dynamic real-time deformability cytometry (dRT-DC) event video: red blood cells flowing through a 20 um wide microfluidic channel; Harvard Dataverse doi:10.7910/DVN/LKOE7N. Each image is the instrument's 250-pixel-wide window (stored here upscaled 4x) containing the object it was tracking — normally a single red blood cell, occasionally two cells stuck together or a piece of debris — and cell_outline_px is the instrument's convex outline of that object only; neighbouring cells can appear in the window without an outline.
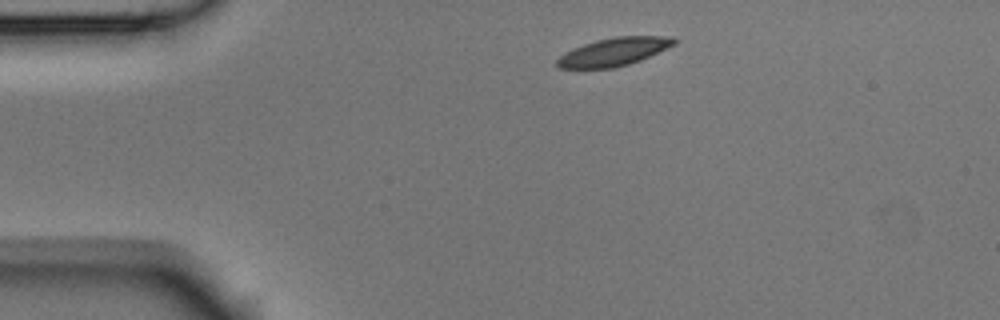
{"species": "Egyptian fruit bat (a non-hibernating species)", "species_latin": "Rousettus aegyptiacus", "temperature_condition": "room temperature", "stored_images_in_passage": 3, "camera_frame_rate_fps": 3000, "um_per_image_px": 0.085, "animal": {"sex": "male"}, "frame": {"image": 1, "passage_image": 1, "time_ms": 0.0, "image_size_px": [1000, 320], "cell_outline_px": [[680, 40], [676, 44], [640, 60], [628, 64], [612, 68], [560, 68], [556, 64], [556, 60], [560, 56], [572, 48], [596, 40], [616, 36], [672, 36]], "centroid_in_image_um": [52.21, 4.39], "position_along_channel_um": 32.8, "area_um2": 19.13}}
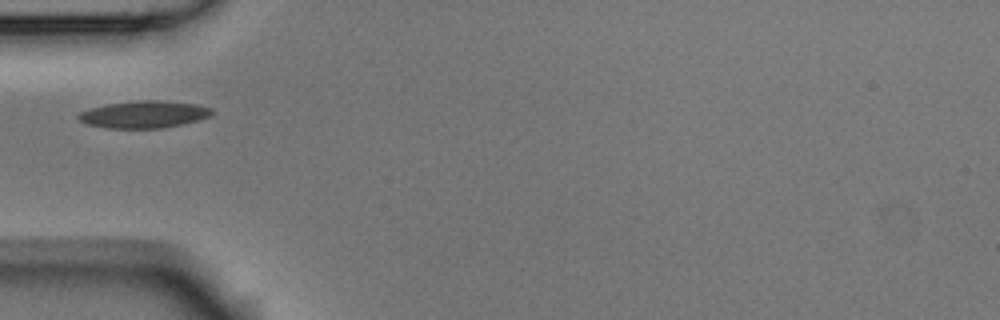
{"frame": {"image": 2, "passage_image": 3, "time_ms": 0.667, "image_size_px": [1000, 320], "cell_outline_px": [[216, 112], [212, 116], [200, 120], [184, 124], [164, 128], [104, 128], [88, 124], [76, 120], [76, 116], [80, 112], [92, 108], [108, 104], [136, 100], [160, 100], [196, 104], [212, 108]], "centroid_in_image_um": [12.28, 9.73], "position_along_channel_um": 72.7, "area_um2": 21.44}}